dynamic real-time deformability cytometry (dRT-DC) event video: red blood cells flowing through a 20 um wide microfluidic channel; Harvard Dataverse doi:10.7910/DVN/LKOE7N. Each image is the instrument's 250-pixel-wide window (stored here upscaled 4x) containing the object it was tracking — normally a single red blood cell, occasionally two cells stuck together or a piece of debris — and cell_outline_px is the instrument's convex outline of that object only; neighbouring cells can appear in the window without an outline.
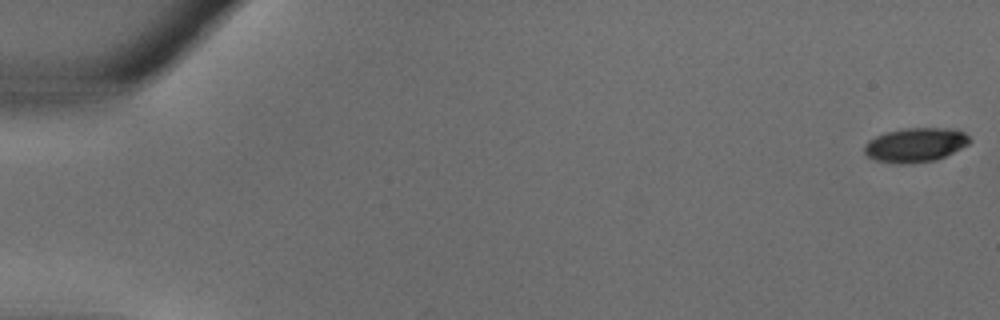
{"species": "common noctule bat (a hibernating species)", "species_latin": "Nyctalus noctula", "temperature_condition": "warm", "stored_images_in_passage": 36, "camera_frame_rate_fps": 3000, "um_per_image_px": 0.085, "animal": {"sex": "male", "body_mass_g": 18.8}, "frame": {"image": 1, "passage_image": 1, "time_ms": 0.0, "image_size_px": [1000, 320], "cell_outline_px": [[972, 140], [968, 144], [936, 160], [908, 164], [900, 164], [876, 160], [868, 156], [864, 152], [864, 144], [868, 140], [884, 132], [904, 128], [952, 128], [964, 132]], "centroid_in_image_um": [77.79, 12.31], "position_along_channel_um": 7.2, "area_um2": 21.04}}
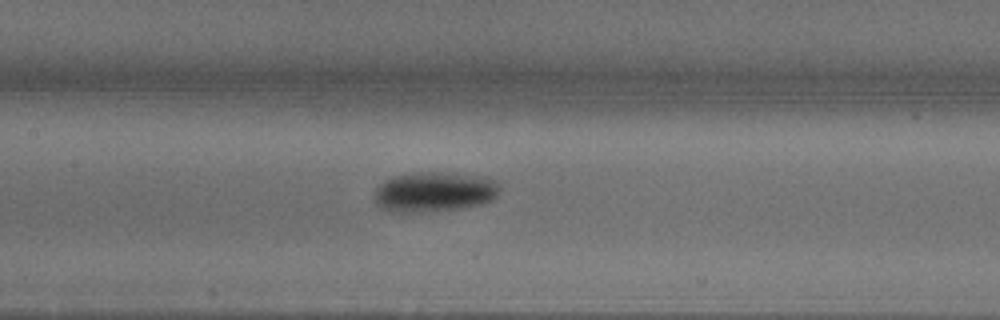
{"frame": {"image": 2, "passage_image": 18, "time_ms": 5.667, "image_size_px": [1000, 320], "cell_outline_px": [[500, 188], [496, 196], [492, 200], [484, 204], [460, 208], [408, 212], [400, 212], [380, 208], [376, 200], [376, 188], [384, 180], [392, 176], [412, 172], [440, 172], [488, 176], [496, 180], [500, 184]], "centroid_in_image_um": [36.97, 16.27], "position_along_channel_um": 170.4, "area_um2": 29.3}}
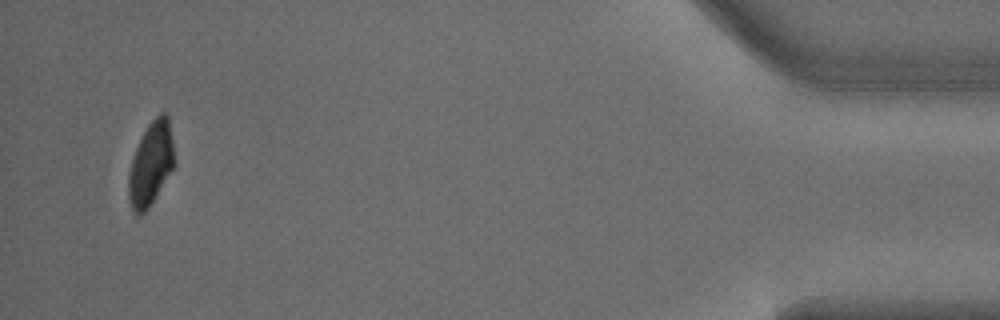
{"frame": {"image": 3, "passage_image": 35, "time_ms": 11.333, "image_size_px": [1000, 320], "cell_outline_px": [[176, 164], [148, 208], [144, 212], [136, 216], [132, 212], [128, 196], [128, 176], [132, 160], [136, 148], [148, 124], [160, 112], [164, 112], [168, 116]], "centroid_in_image_um": [12.82, 13.94], "position_along_channel_um": 422.4, "area_um2": 22.2}}